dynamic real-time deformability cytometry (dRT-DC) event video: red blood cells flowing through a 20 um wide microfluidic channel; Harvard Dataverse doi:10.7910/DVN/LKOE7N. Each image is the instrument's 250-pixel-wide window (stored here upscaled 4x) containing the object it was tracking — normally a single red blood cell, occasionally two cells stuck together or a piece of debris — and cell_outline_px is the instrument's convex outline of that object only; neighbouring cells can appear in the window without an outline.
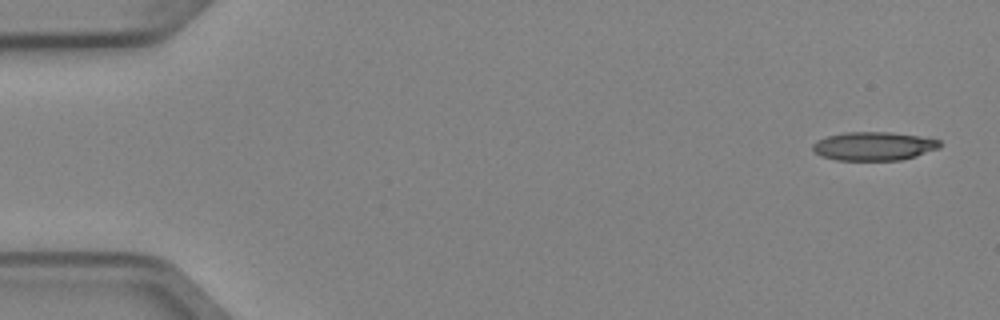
{"species": "Egyptian fruit bat (a non-hibernating species)", "species_latin": "Rousettus aegyptiacus", "temperature_condition": "cold", "stored_images_in_passage": 7, "camera_frame_rate_fps": 3000, "um_per_image_px": 0.085, "animal": {"sex": "female"}, "frame": {"image": 1, "passage_image": 1, "time_ms": 0.0, "image_size_px": [1000, 320], "cell_outline_px": [[940, 148], [916, 156], [900, 160], [836, 160], [820, 156], [812, 152], [812, 144], [816, 140], [828, 136], [844, 132], [892, 132], [920, 136], [940, 140]], "centroid_in_image_um": [74.24, 12.42], "position_along_channel_um": 10.8, "area_um2": 21.39}}
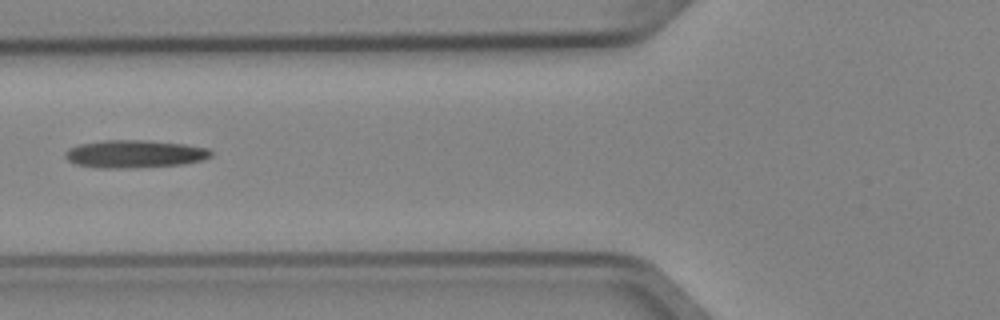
{"frame": {"image": 2, "passage_image": 6, "time_ms": 1.667, "image_size_px": [1000, 320], "cell_outline_px": [[212, 156], [204, 160], [184, 164], [136, 168], [96, 168], [76, 164], [68, 160], [64, 156], [64, 152], [68, 148], [80, 144], [104, 140], [140, 140], [184, 144], [208, 148], [212, 152]], "centroid_in_image_um": [11.44, 13.09], "position_along_channel_um": 114.4, "area_um2": 23.76}}
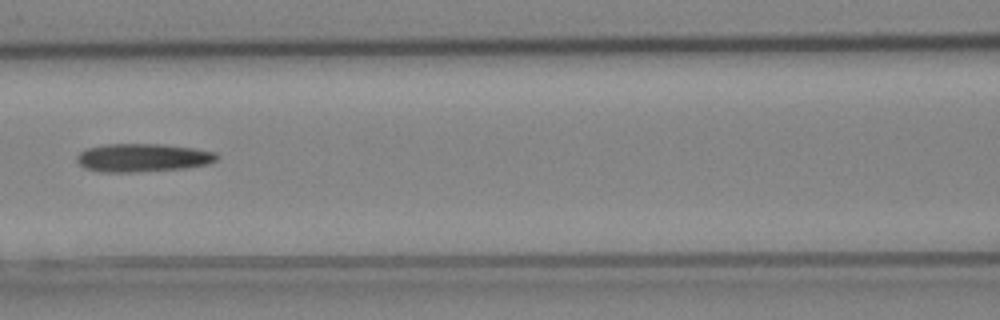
{"frame": {"image": 3, "passage_image": 7, "time_ms": 2.0, "image_size_px": [1000, 320], "cell_outline_px": [[216, 160], [208, 164], [188, 168], [132, 172], [104, 172], [84, 168], [76, 160], [76, 156], [80, 152], [88, 148], [104, 144], [164, 144], [192, 148], [216, 152]], "centroid_in_image_um": [12.12, 13.4], "position_along_channel_um": 154.5, "area_um2": 23.0}}